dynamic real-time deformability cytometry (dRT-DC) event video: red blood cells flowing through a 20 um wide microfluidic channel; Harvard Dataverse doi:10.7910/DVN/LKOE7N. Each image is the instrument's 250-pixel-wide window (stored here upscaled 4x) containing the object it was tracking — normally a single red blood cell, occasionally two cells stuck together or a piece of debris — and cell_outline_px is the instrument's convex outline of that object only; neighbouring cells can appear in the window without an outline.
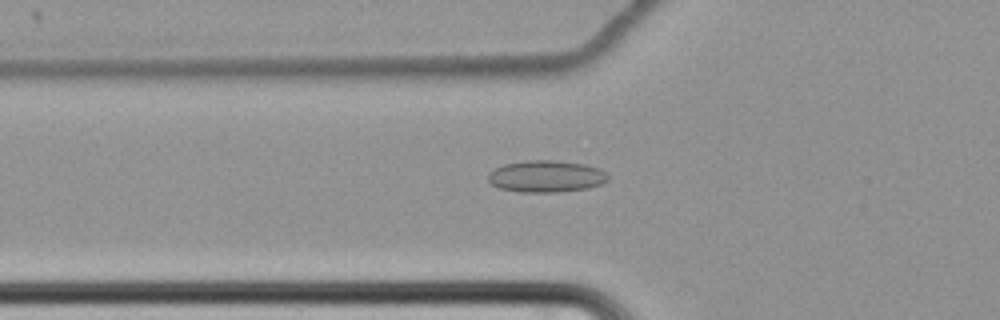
{"species": "common noctule bat (a hibernating species)", "species_latin": "Nyctalus noctula", "temperature_condition": "cold", "stored_images_in_passage": 41, "camera_frame_rate_fps": 3000, "um_per_image_px": 0.085, "animal": {"sex": "female", "body_mass_g": 22.7, "forearm_length_mm": 54.2}, "frame": {"image": 1, "passage_image": 3, "time_ms": 0.667, "image_size_px": [1000, 320], "cell_outline_px": [[608, 180], [600, 184], [588, 188], [556, 192], [520, 192], [500, 188], [492, 184], [488, 180], [488, 172], [492, 168], [504, 164], [528, 160], [556, 160], [584, 164], [600, 168], [608, 176]], "centroid_in_image_um": [46.39, 14.98], "position_along_channel_um": 79.4, "area_um2": 22.31}}
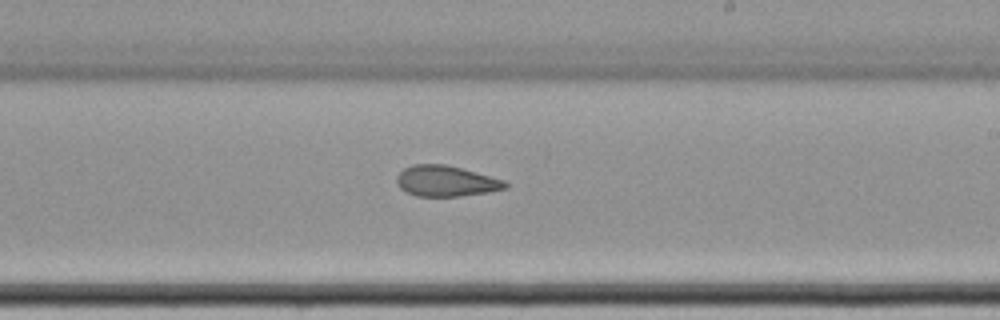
{"frame": {"image": 2, "passage_image": 18, "time_ms": 5.667, "image_size_px": [1000, 320], "cell_outline_px": [[508, 188], [488, 192], [460, 196], [416, 196], [400, 188], [396, 184], [396, 176], [404, 168], [412, 164], [444, 164], [476, 172], [504, 180], [508, 184]], "centroid_in_image_um": [37.89, 15.39], "position_along_channel_um": 251.1, "area_um2": 19.42}}
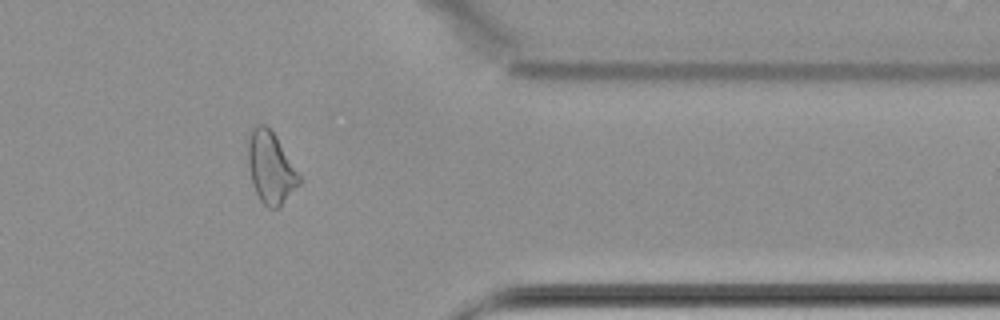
{"frame": {"image": 3, "passage_image": 31, "time_ms": 10.0, "image_size_px": [1000, 320], "cell_outline_px": [[300, 184], [280, 208], [268, 208], [260, 200], [252, 184], [248, 164], [248, 140], [252, 128], [256, 124], [264, 124], [276, 136], [300, 176]], "centroid_in_image_um": [23.0, 14.28], "position_along_channel_um": 388.4, "area_um2": 21.27}, "authors_computed_cell_mechanics": {"area_um2": 20.5768, "velocity_mm_per_s": 3.4424, "shape_relaxation_time_tau1_ms": null, "shape_relaxation_time_tau2_ms": 2.4227, "deformation_change_tau1": null, "deformation_change_tau2": 0.0974}}